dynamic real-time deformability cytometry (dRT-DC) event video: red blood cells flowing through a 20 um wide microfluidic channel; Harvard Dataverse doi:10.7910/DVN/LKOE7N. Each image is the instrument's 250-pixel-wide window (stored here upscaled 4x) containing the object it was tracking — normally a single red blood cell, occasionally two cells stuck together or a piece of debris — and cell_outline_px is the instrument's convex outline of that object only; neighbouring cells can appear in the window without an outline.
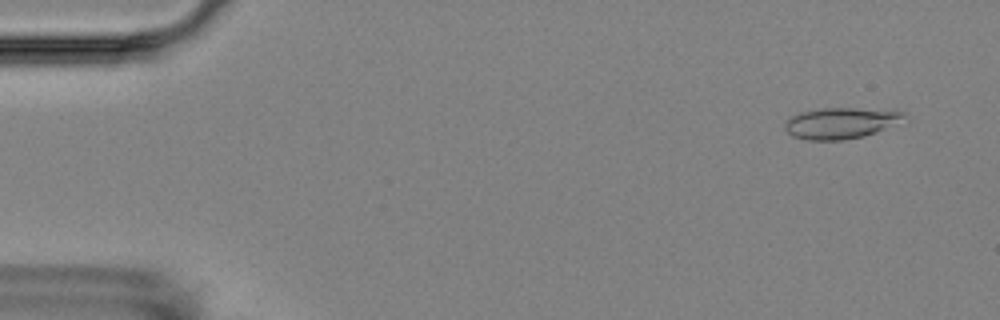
{"species": "Egyptian fruit bat (a non-hibernating species)", "species_latin": "Rousettus aegyptiacus", "temperature_condition": "room temperature", "stored_images_in_passage": 17, "camera_frame_rate_fps": 3000, "um_per_image_px": 0.085, "animal": {"sex": "female"}, "frame": {"image": 1, "passage_image": 2, "time_ms": 1.0, "image_size_px": [1000, 320], "cell_outline_px": [[904, 116], [884, 128], [876, 132], [864, 136], [844, 140], [808, 140], [792, 136], [784, 128], [784, 124], [788, 116], [800, 112], [824, 108], [856, 108], [904, 112]], "centroid_in_image_um": [71.31, 10.47], "position_along_channel_um": 13.7, "area_um2": 21.15}}
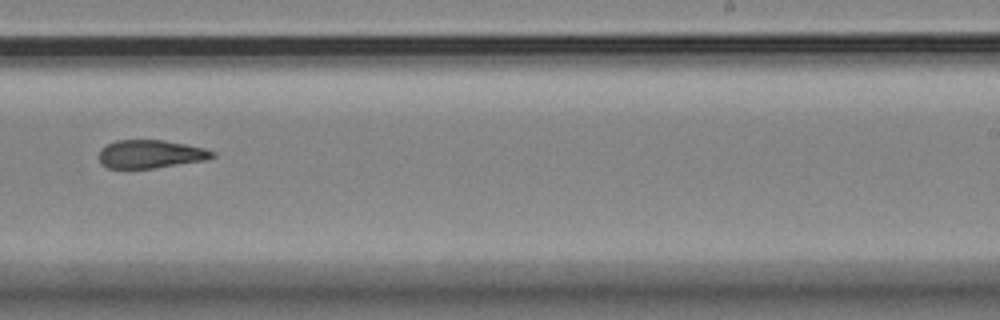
{"frame": {"image": 2, "passage_image": 11, "time_ms": 11.667, "image_size_px": [1000, 320], "cell_outline_px": [[216, 156], [208, 160], [152, 168], [108, 168], [100, 164], [100, 148], [116, 140], [164, 140], [204, 148], [216, 152]], "centroid_in_image_um": [12.82, 13.1], "position_along_channel_um": 276.2, "area_um2": 18.67}}
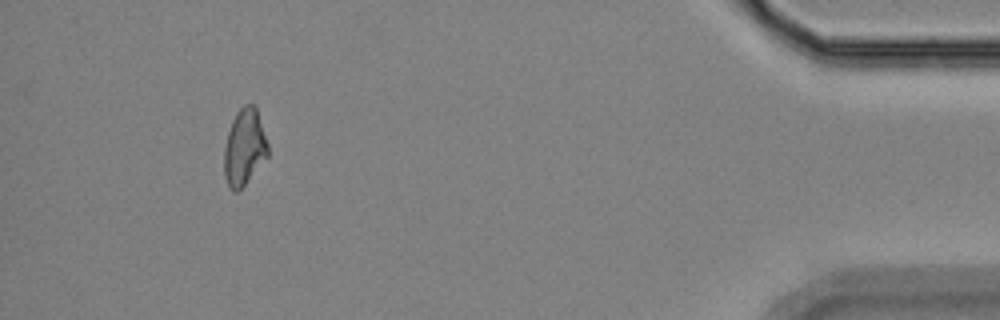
{"frame": {"image": 3, "passage_image": 16, "time_ms": 17.333, "image_size_px": [1000, 320], "cell_outline_px": [[268, 156], [244, 184], [236, 192], [232, 192], [228, 188], [224, 176], [224, 148], [228, 132], [232, 120], [236, 112], [244, 104], [252, 104], [256, 108], [268, 144]], "centroid_in_image_um": [20.75, 12.53], "position_along_channel_um": 414.5, "area_um2": 19.36}, "authors_computed_cell_mechanics": {"area_um2": 19.7098, "velocity_mm_per_s": 3.5132, "shape_relaxation_time_tau1_ms": null, "shape_relaxation_time_tau2_ms": 2.9548, "deformation_change_tau1": null, "deformation_change_tau2": 0.1076}}